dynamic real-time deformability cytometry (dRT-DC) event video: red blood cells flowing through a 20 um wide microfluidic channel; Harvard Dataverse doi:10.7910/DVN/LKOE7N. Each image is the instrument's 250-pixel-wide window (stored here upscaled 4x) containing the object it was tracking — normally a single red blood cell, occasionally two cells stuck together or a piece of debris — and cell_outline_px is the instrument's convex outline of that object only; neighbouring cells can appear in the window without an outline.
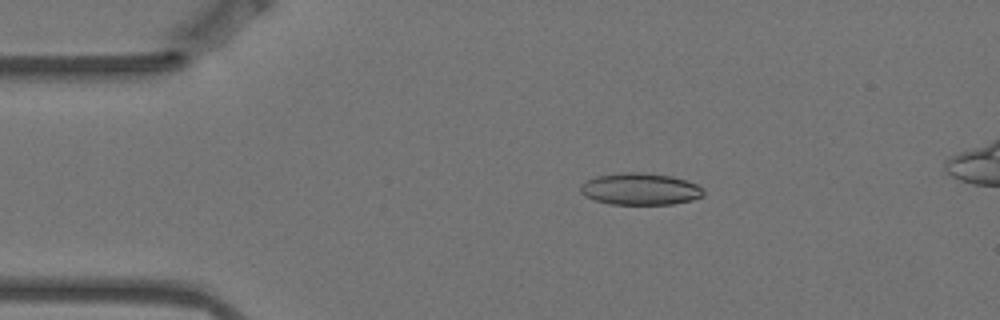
{"species": "Egyptian fruit bat (a non-hibernating species)", "species_latin": "Rousettus aegyptiacus", "temperature_condition": "warm", "stored_images_in_passage": 8, "camera_frame_rate_fps": 3000, "um_per_image_px": 0.085, "animal": {"sex": "female"}, "frame": {"image": 1, "passage_image": 2, "time_ms": 0.333, "image_size_px": [1000, 320], "cell_outline_px": [[704, 196], [692, 200], [672, 204], [612, 204], [596, 200], [584, 196], [580, 192], [580, 184], [596, 176], [624, 172], [640, 172], [672, 176], [696, 184], [704, 188]], "centroid_in_image_um": [54.43, 16.06], "position_along_channel_um": 30.6, "area_um2": 22.83}}
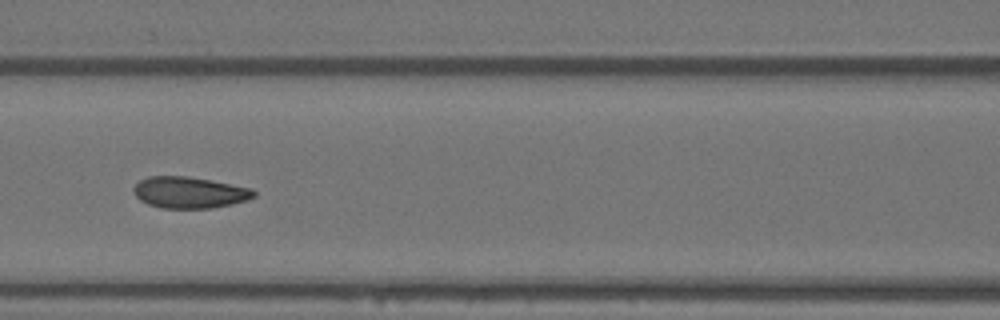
{"frame": {"image": 2, "passage_image": 6, "time_ms": 1.667, "image_size_px": [1000, 320], "cell_outline_px": [[256, 196], [248, 200], [232, 204], [212, 208], [160, 208], [148, 204], [140, 200], [136, 196], [132, 188], [140, 180], [148, 176], [188, 176], [252, 188], [256, 192]], "centroid_in_image_um": [16.11, 16.36], "position_along_channel_um": 150.5, "area_um2": 22.08}}
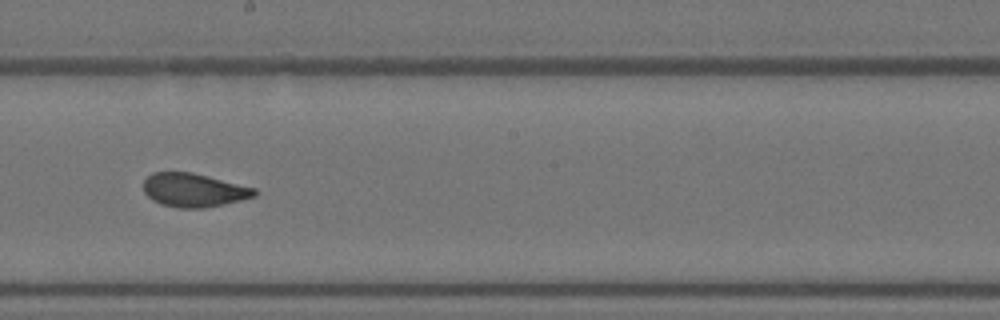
{"frame": {"image": 3, "passage_image": 8, "time_ms": 2.333, "image_size_px": [1000, 320], "cell_outline_px": [[256, 196], [224, 204], [204, 208], [180, 208], [160, 204], [152, 200], [144, 192], [144, 180], [152, 172], [192, 172], [256, 188]], "centroid_in_image_um": [16.46, 16.16], "position_along_channel_um": 231.7, "area_um2": 21.73}}